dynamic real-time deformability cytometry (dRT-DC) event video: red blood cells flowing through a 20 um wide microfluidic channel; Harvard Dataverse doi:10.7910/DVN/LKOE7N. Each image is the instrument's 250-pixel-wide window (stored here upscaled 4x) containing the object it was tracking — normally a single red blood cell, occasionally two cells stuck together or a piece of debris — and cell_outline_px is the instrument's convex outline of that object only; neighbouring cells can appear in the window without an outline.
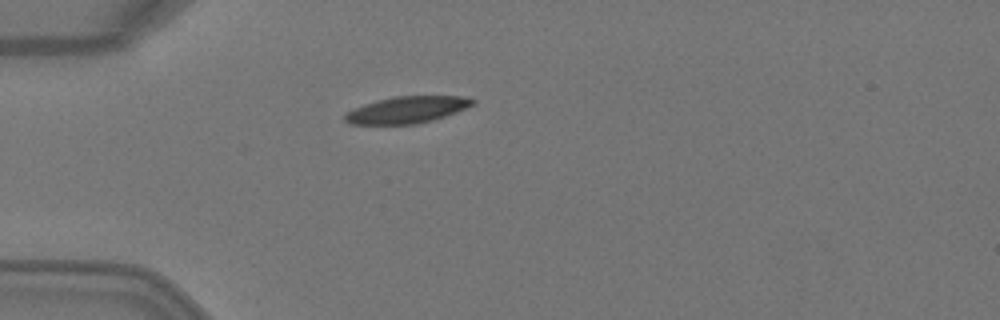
{"species": "Egyptian fruit bat (a non-hibernating species)", "species_latin": "Rousettus aegyptiacus", "temperature_condition": "warm", "stored_images_in_passage": 1, "camera_frame_rate_fps": 3000, "um_per_image_px": 0.085, "animal": {"sex": "female"}, "frame": {"image": 1, "passage_image": 1, "time_ms": 0.0, "image_size_px": [1000, 320], "cell_outline_px": [[476, 104], [456, 112], [432, 120], [416, 124], [348, 124], [344, 120], [344, 116], [352, 108], [376, 100], [392, 96], [460, 96], [476, 100]], "centroid_in_image_um": [34.57, 9.32], "position_along_channel_um": 50.4, "area_um2": 19.94}}